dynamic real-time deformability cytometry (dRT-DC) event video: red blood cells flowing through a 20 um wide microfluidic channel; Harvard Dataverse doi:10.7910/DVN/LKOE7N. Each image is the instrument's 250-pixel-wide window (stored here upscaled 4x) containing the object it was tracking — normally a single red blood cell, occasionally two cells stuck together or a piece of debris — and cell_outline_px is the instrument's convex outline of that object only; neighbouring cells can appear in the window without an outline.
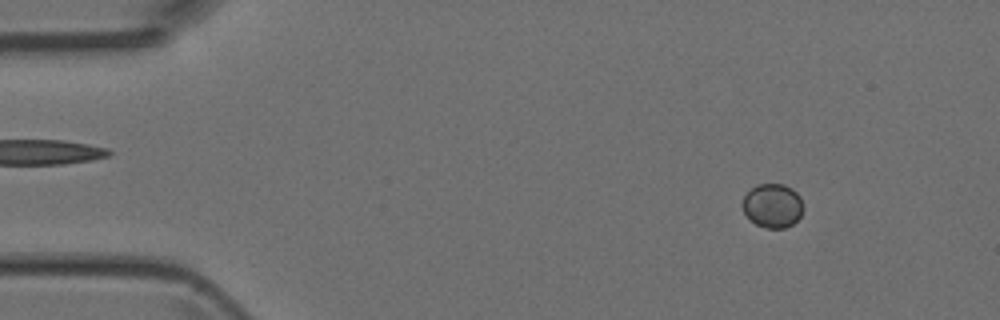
{"species": "Egyptian fruit bat (a non-hibernating species)", "species_latin": "Rousettus aegyptiacus", "temperature_condition": "room temperature", "stored_images_in_passage": 48, "camera_frame_rate_fps": 3000, "um_per_image_px": 0.085, "animal": {"sex": "female"}, "frame": {"image": 1, "passage_image": 6, "time_ms": 1.667, "image_size_px": [1000, 320], "cell_outline_px": [[804, 208], [800, 216], [792, 224], [784, 228], [768, 228], [756, 224], [744, 212], [740, 204], [744, 196], [756, 184], [784, 184], [792, 188], [800, 196]], "centroid_in_image_um": [65.67, 17.46], "position_along_channel_um": 19.3, "area_um2": 15.61}}
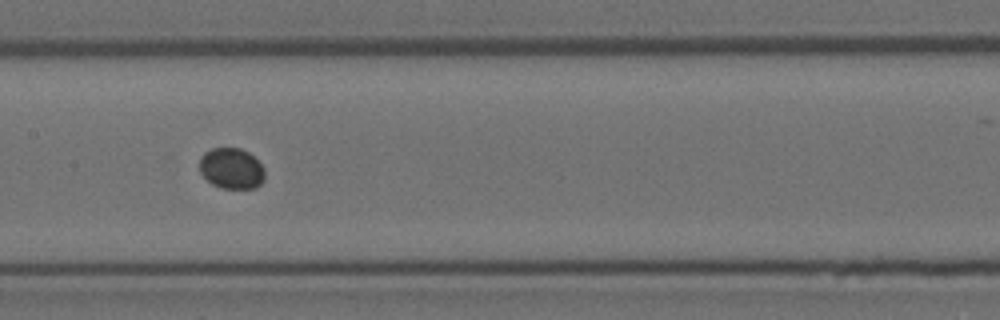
{"frame": {"image": 2, "passage_image": 24, "time_ms": 7.667, "image_size_px": [1000, 320], "cell_outline_px": [[264, 180], [256, 188], [220, 188], [212, 184], [200, 172], [200, 156], [204, 152], [212, 148], [240, 148], [248, 152], [264, 168]], "centroid_in_image_um": [19.66, 14.32], "position_along_channel_um": 187.7, "area_um2": 15.49}}
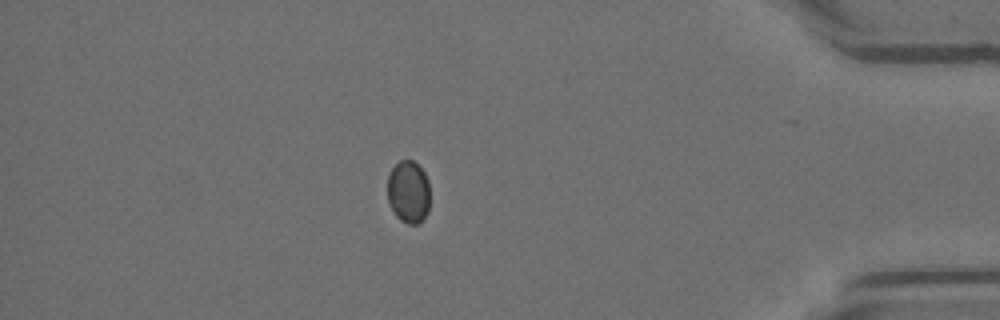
{"frame": {"image": 3, "passage_image": 42, "time_ms": 13.667, "image_size_px": [1000, 320], "cell_outline_px": [[428, 212], [420, 224], [408, 224], [400, 220], [392, 212], [388, 200], [388, 176], [392, 168], [400, 160], [412, 160], [424, 172], [428, 180]], "centroid_in_image_um": [34.71, 16.34], "position_along_channel_um": 400.5, "area_um2": 15.49}}